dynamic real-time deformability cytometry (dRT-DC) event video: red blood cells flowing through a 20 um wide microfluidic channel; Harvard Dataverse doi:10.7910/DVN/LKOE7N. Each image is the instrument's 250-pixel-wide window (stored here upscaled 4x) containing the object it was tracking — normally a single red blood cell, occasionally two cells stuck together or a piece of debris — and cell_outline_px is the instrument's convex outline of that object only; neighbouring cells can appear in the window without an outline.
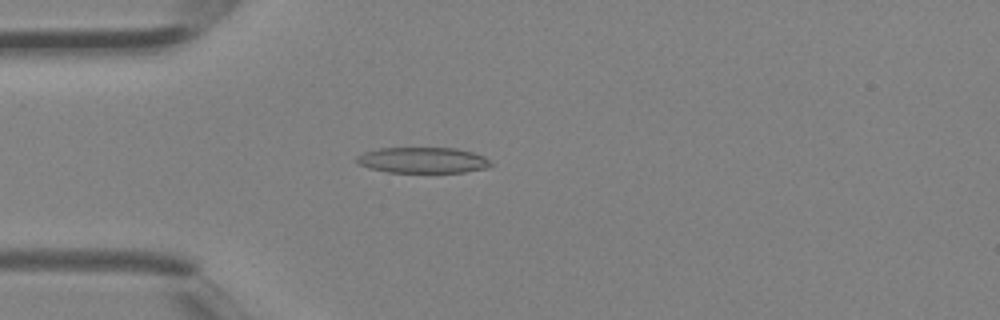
{"species": "Egyptian fruit bat (a non-hibernating species)", "species_latin": "Rousettus aegyptiacus", "temperature_condition": "room temperature", "stored_images_in_passage": 3, "camera_frame_rate_fps": 3000, "um_per_image_px": 0.085, "animal": {"sex": "female"}, "frame": {"image": 1, "passage_image": 3, "time_ms": 0.667, "image_size_px": [1000, 320], "cell_outline_px": [[492, 164], [488, 168], [464, 172], [388, 172], [368, 168], [360, 164], [356, 160], [356, 156], [364, 152], [380, 148], [456, 148], [472, 152], [484, 156]], "centroid_in_image_um": [35.94, 13.61], "position_along_channel_um": 49.1, "area_um2": 20.11}}